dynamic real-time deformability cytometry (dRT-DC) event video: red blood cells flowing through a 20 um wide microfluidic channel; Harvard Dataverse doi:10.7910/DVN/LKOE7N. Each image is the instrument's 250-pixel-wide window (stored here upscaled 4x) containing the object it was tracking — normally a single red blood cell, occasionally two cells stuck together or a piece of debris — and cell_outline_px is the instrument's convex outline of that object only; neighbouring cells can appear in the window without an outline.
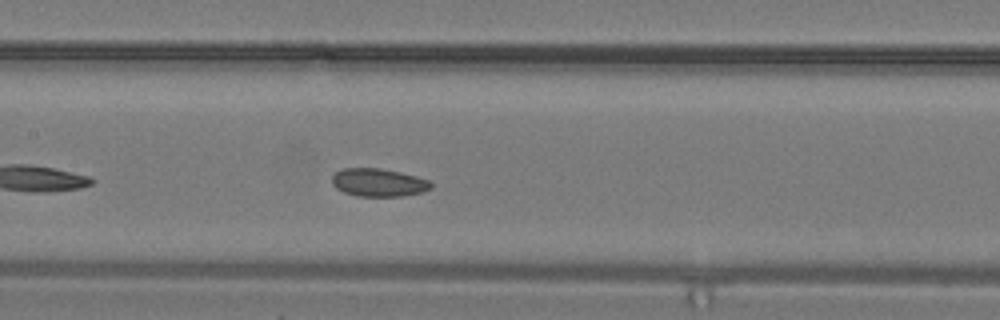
{"species": "common noctule bat (a hibernating species)", "species_latin": "Nyctalus noctula", "temperature_condition": "warm", "stored_images_in_passage": 18, "camera_frame_rate_fps": 3000, "um_per_image_px": 0.085, "animal": {"sex": "male", "body_mass_g": 19.2, "forearm_length_mm": 51.8}, "frame": {"image": 1, "passage_image": 13, "time_ms": 4.0, "image_size_px": [1000, 320], "cell_outline_px": [[432, 188], [420, 192], [404, 196], [356, 196], [344, 192], [336, 188], [332, 184], [332, 176], [336, 172], [344, 168], [380, 168], [400, 172], [416, 176], [428, 180], [432, 184]], "centroid_in_image_um": [32.16, 15.51], "position_along_channel_um": 175.2, "area_um2": 16.13}}